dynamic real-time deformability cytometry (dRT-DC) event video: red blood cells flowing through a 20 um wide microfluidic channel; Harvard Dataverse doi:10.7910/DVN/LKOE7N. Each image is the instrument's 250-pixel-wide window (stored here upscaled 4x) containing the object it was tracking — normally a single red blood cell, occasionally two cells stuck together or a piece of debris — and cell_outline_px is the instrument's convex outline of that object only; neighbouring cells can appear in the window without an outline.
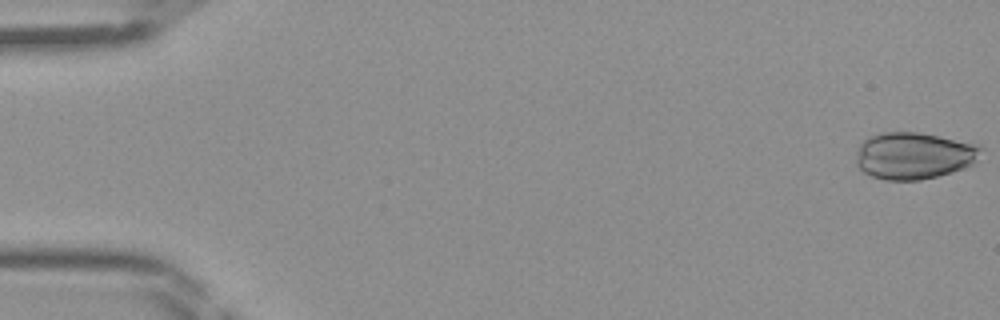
{"species": "Egyptian fruit bat (a non-hibernating species)", "species_latin": "Rousettus aegyptiacus", "temperature_condition": "room temperature", "stored_images_in_passage": 10, "camera_frame_rate_fps": 3000, "um_per_image_px": 0.085, "frame": {"image": 1, "passage_image": 1, "time_ms": 0.0, "image_size_px": [1000, 320], "cell_outline_px": [[984, 148], [976, 160], [972, 164], [964, 168], [936, 176], [920, 180], [884, 180], [872, 176], [864, 172], [856, 164], [856, 148], [868, 136], [880, 132], [920, 132], [980, 144]], "centroid_in_image_um": [77.67, 13.21], "position_along_channel_um": 7.3, "area_um2": 34.45}}